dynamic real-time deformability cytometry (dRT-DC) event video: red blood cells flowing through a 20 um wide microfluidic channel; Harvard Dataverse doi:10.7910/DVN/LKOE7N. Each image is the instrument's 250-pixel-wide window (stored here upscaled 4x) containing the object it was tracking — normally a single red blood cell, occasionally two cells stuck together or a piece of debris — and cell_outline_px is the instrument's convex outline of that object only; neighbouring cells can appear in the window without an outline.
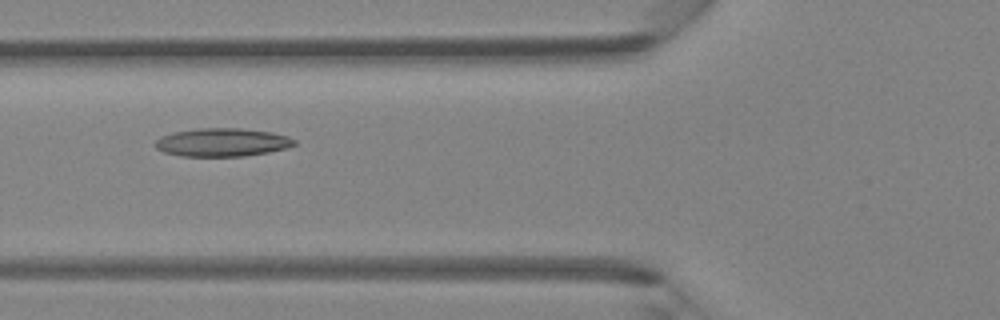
{"species": "Egyptian fruit bat (a non-hibernating species)", "species_latin": "Rousettus aegyptiacus", "temperature_condition": "room temperature", "stored_images_in_passage": 6, "camera_frame_rate_fps": 3000, "um_per_image_px": 0.085, "animal": {"sex": "female"}, "frame": {"image": 1, "passage_image": 5, "time_ms": 1.333, "image_size_px": [1000, 320], "cell_outline_px": [[296, 144], [284, 148], [268, 152], [244, 156], [180, 156], [164, 152], [156, 148], [156, 140], [160, 136], [172, 132], [196, 128], [240, 128], [272, 132], [288, 136], [296, 140]], "centroid_in_image_um": [18.87, 12.09], "position_along_channel_um": 106.9, "area_um2": 22.95}}
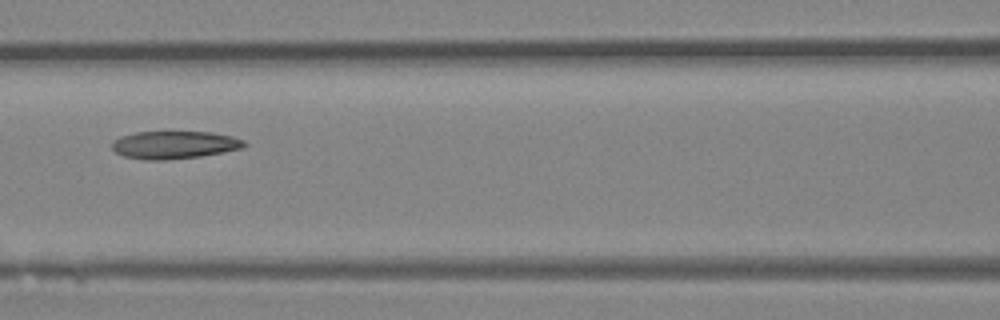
{"frame": {"image": 2, "passage_image": 6, "time_ms": 1.667, "image_size_px": [1000, 320], "cell_outline_px": [[248, 144], [244, 148], [200, 156], [164, 160], [144, 160], [124, 156], [116, 152], [112, 148], [112, 140], [120, 136], [136, 132], [168, 128], [212, 132], [232, 136], [244, 140]], "centroid_in_image_um": [14.81, 12.25], "position_along_channel_um": 151.8, "area_um2": 22.54}}